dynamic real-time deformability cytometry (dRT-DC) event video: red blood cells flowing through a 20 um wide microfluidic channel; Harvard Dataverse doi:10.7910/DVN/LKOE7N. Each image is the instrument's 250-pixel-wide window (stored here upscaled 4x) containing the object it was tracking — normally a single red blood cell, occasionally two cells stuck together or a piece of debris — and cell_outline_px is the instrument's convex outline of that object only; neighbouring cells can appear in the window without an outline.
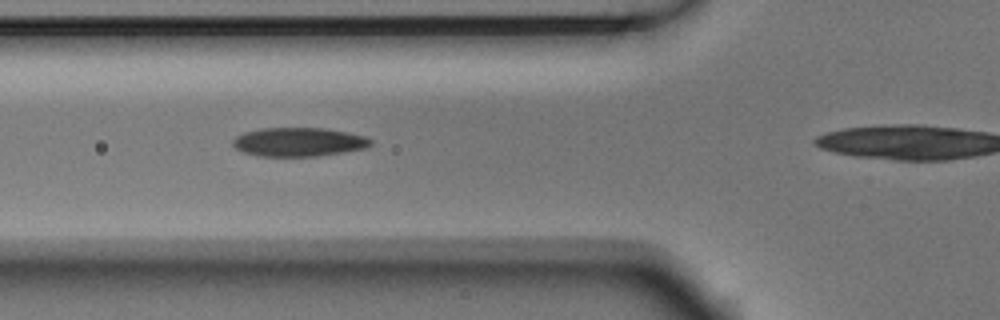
{"species": "Egyptian fruit bat (a non-hibernating species)", "species_latin": "Rousettus aegyptiacus", "temperature_condition": "room temperature", "stored_images_in_passage": 9, "camera_frame_rate_fps": 3000, "um_per_image_px": 0.085, "animal": {"sex": "male"}, "frame": {"image": 1, "passage_image": 3, "time_ms": 0.667, "image_size_px": [1000, 320], "cell_outline_px": [[372, 144], [364, 148], [316, 156], [256, 156], [244, 152], [236, 148], [232, 144], [232, 140], [236, 136], [244, 132], [260, 128], [328, 128], [348, 132], [364, 136], [372, 140]], "centroid_in_image_um": [25.36, 12.06], "position_along_channel_um": 100.4, "area_um2": 23.12}}
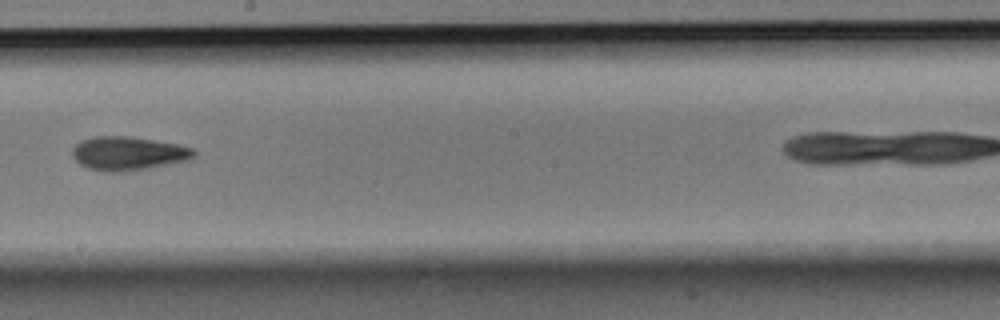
{"frame": {"image": 2, "passage_image": 6, "time_ms": 1.667, "image_size_px": [1000, 320], "cell_outline_px": [[196, 156], [192, 160], [148, 168], [120, 172], [104, 172], [88, 168], [80, 164], [72, 156], [72, 148], [80, 140], [92, 136], [132, 136], [180, 144], [192, 148], [196, 152]], "centroid_in_image_um": [10.92, 13.03], "position_along_channel_um": 237.3, "area_um2": 24.33}}
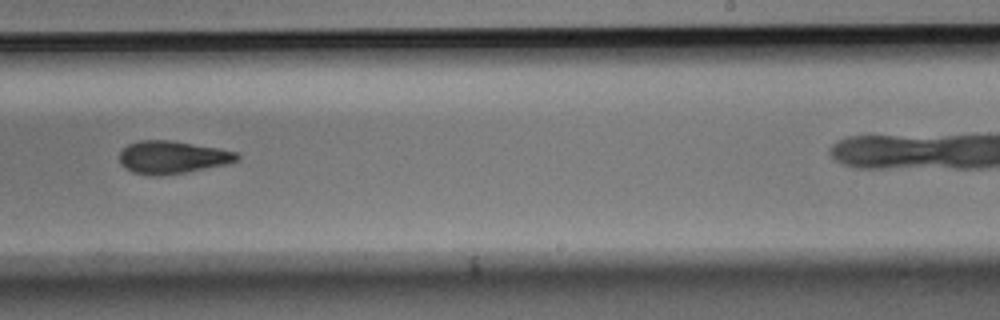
{"frame": {"image": 3, "passage_image": 7, "time_ms": 2.0, "image_size_px": [1000, 320], "cell_outline_px": [[240, 160], [228, 164], [184, 172], [160, 176], [152, 176], [132, 172], [124, 168], [120, 164], [120, 152], [128, 144], [140, 140], [172, 140], [220, 148], [236, 152], [240, 156]], "centroid_in_image_um": [14.66, 13.36], "position_along_channel_um": 274.3, "area_um2": 22.6}}